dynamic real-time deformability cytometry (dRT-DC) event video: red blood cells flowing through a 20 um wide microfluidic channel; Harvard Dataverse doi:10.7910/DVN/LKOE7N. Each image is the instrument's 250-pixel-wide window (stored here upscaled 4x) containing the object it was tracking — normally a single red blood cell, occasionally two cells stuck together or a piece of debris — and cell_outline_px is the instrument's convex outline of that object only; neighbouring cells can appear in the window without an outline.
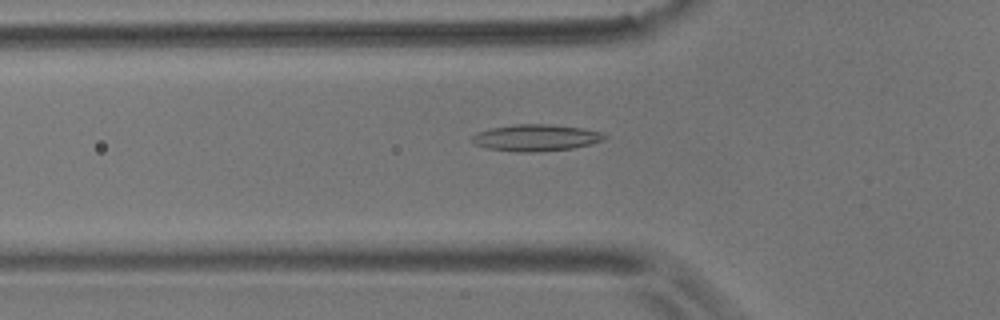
{"species": "common noctule bat (a hibernating species)", "species_latin": "Nyctalus noctula", "temperature_condition": "room temperature", "stored_images_in_passage": 39, "camera_frame_rate_fps": 3000, "um_per_image_px": 0.085, "animal": {"sex": "male", "body_mass_g": 17.9}, "frame": {"image": 1, "passage_image": 2, "time_ms": 0.333, "image_size_px": [1000, 320], "cell_outline_px": [[608, 136], [604, 140], [592, 144], [572, 148], [540, 152], [516, 152], [488, 148], [476, 144], [472, 140], [472, 136], [476, 132], [492, 128], [516, 124], [552, 124], [584, 128], [604, 132]], "centroid_in_image_um": [45.62, 11.7], "position_along_channel_um": 80.2, "area_um2": 20.75}}
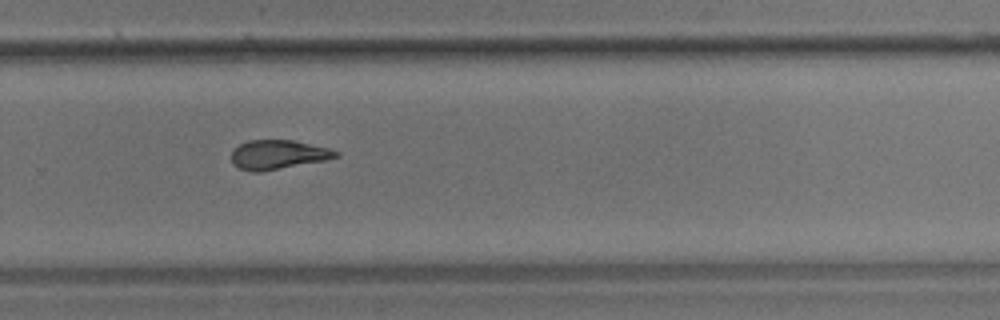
{"frame": {"image": 2, "passage_image": 21, "time_ms": 6.667, "image_size_px": [1000, 320], "cell_outline_px": [[340, 156], [324, 160], [260, 172], [252, 172], [240, 168], [232, 164], [232, 148], [248, 140], [296, 140], [328, 148], [340, 152]], "centroid_in_image_um": [23.62, 13.13], "position_along_channel_um": 306.2, "area_um2": 17.8}}
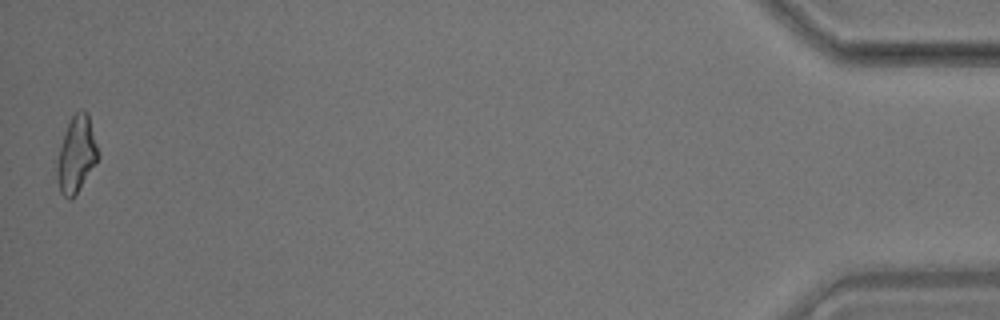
{"frame": {"image": 3, "passage_image": 39, "time_ms": 12.667, "image_size_px": [1000, 320], "cell_outline_px": [[100, 156], [72, 200], [68, 200], [60, 192], [56, 176], [56, 164], [60, 148], [68, 124], [72, 116], [80, 108], [88, 112], [100, 152]], "centroid_in_image_um": [6.51, 13.13], "position_along_channel_um": 428.7, "area_um2": 18.32}, "authors_computed_cell_mechanics": {"area_um2": 18.3226, "velocity_mm_per_s": 3.5605, "shape_relaxation_time_tau1_ms": 7.878, "shape_relaxation_time_tau2_ms": 2.6773, "deformation_change_tau1": 0.1877, "deformation_change_tau2": 0.1101}}